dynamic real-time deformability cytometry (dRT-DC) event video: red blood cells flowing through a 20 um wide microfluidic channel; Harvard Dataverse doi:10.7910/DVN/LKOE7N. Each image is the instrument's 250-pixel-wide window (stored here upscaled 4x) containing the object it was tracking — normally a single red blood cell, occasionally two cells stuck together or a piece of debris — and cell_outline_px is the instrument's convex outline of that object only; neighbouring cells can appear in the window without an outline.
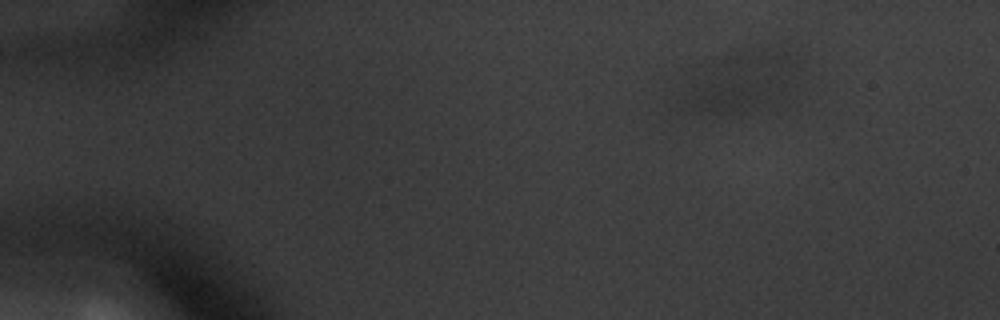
{"species": "common noctule bat (a hibernating species)", "species_latin": "Nyctalus noctula", "temperature_condition": "warm", "stored_images_in_passage": 13, "segment_of_instrument_passage": [4, 5], "camera_frame_rate_fps": 3000, "um_per_image_px": 0.085, "animal": {"sex": "male", "body_mass_g": 20.1, "forearm_length_mm": 53.5}, "frame": {"image": 1, "passage_image": 4, "time_ms": 1.0, "image_size_px": [1000, 320], "cell_outline_px": [[796, 60], [768, 96], [740, 108], [728, 112], [708, 112], [680, 104], [688, 92], [728, 56], [744, 48], [784, 52], [796, 56]], "centroid_in_image_um": [62.88, 6.85], "position_along_channel_um": 22.1, "area_um2": 31.79}}